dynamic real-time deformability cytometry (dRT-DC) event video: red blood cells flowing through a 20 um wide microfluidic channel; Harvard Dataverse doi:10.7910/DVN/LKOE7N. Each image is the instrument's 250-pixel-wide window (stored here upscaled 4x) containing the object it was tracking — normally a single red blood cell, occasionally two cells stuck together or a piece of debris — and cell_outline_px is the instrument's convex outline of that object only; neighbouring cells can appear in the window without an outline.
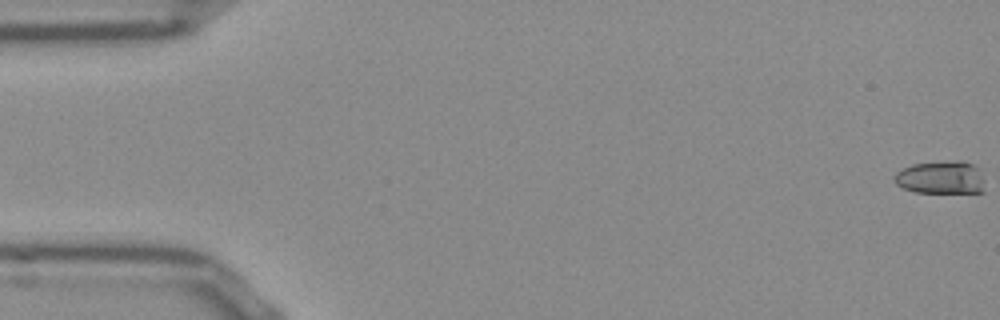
{"species": "Egyptian fruit bat (a non-hibernating species)", "species_latin": "Rousettus aegyptiacus", "temperature_condition": "room temperature", "stored_images_in_passage": 54, "camera_frame_rate_fps": 3000, "um_per_image_px": 0.085, "frame": {"image": 1, "passage_image": 1, "time_ms": 0.0, "image_size_px": [1000, 320], "cell_outline_px": [[984, 192], [916, 192], [904, 188], [896, 184], [892, 176], [896, 172], [912, 164], [956, 160], [964, 160], [980, 168], [984, 180]], "centroid_in_image_um": [80.0, 15.07], "position_along_channel_um": 5.0, "area_um2": 17.57}}
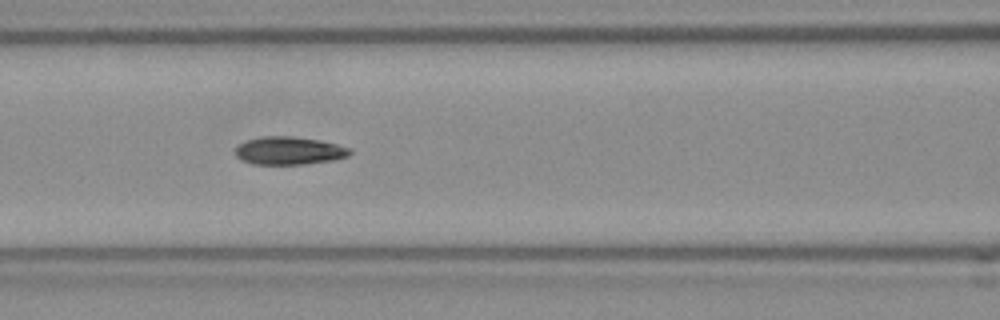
{"frame": {"image": 2, "passage_image": 23, "time_ms": 7.333, "image_size_px": [1000, 320], "cell_outline_px": [[352, 152], [348, 156], [336, 160], [304, 164], [252, 164], [236, 156], [236, 148], [240, 144], [248, 140], [260, 136], [292, 136], [316, 140], [336, 144], [352, 148]], "centroid_in_image_um": [24.61, 12.81], "position_along_channel_um": 142.0, "area_um2": 18.55}}
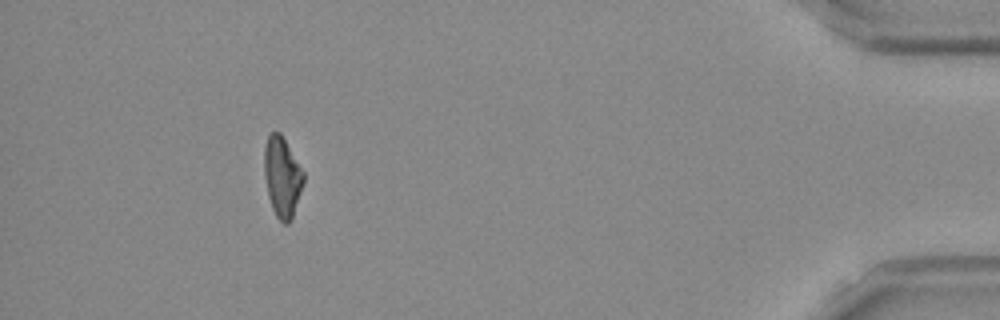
{"frame": {"image": 3, "passage_image": 49, "time_ms": 16.0, "image_size_px": [1000, 320], "cell_outline_px": [[304, 180], [292, 220], [288, 224], [284, 224], [276, 216], [272, 208], [268, 196], [264, 176], [264, 148], [268, 136], [272, 132], [280, 132], [304, 172]], "centroid_in_image_um": [23.98, 15.06], "position_along_channel_um": 411.2, "area_um2": 18.32}, "authors_computed_cell_mechanics": {"area_um2": 18.4382, "velocity_mm_per_s": 3.8552, "shape_relaxation_time_tau1_ms": 5.9718, "shape_relaxation_time_tau2_ms": 2.9583, "deformation_change_tau1": 0.1687, "deformation_change_tau2": 0.0986}}